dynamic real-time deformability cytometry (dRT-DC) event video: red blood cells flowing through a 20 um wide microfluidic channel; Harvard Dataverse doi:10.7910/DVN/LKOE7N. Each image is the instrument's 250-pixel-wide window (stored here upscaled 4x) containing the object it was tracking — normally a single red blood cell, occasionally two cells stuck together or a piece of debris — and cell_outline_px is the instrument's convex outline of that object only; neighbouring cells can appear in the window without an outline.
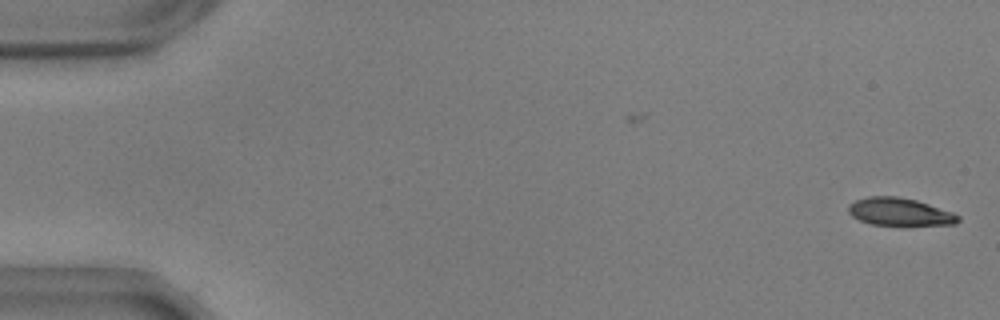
{"species": "common noctule bat (a hibernating species)", "species_latin": "Nyctalus noctula", "temperature_condition": "warm", "stored_images_in_passage": 51, "camera_frame_rate_fps": 3000, "um_per_image_px": 0.085, "animal": {"sex": "male", "body_mass_g": 17.9, "forearm_length_mm": 54.2}, "frame": {"image": 1, "passage_image": 1, "time_ms": 0.0, "image_size_px": [1000, 320], "cell_outline_px": [[960, 220], [956, 224], [908, 228], [900, 228], [872, 224], [860, 220], [852, 216], [848, 212], [848, 204], [856, 200], [868, 196], [896, 196], [916, 200], [952, 212], [960, 216]], "centroid_in_image_um": [76.51, 18.07], "position_along_channel_um": 8.5, "area_um2": 18.67}}
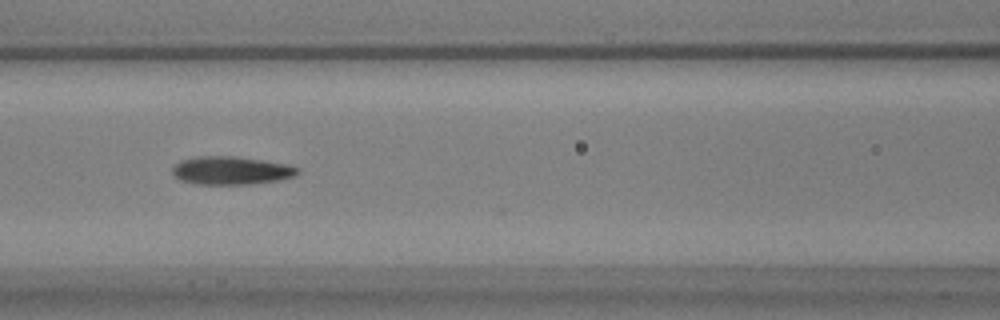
{"frame": {"image": 2, "passage_image": 24, "time_ms": 7.667, "image_size_px": [1000, 320], "cell_outline_px": [[300, 172], [296, 176], [280, 180], [252, 184], [192, 184], [180, 180], [172, 172], [172, 168], [180, 160], [196, 156], [232, 156], [260, 160], [284, 164], [300, 168]], "centroid_in_image_um": [19.64, 14.5], "position_along_channel_um": 147.0, "area_um2": 20.58}}
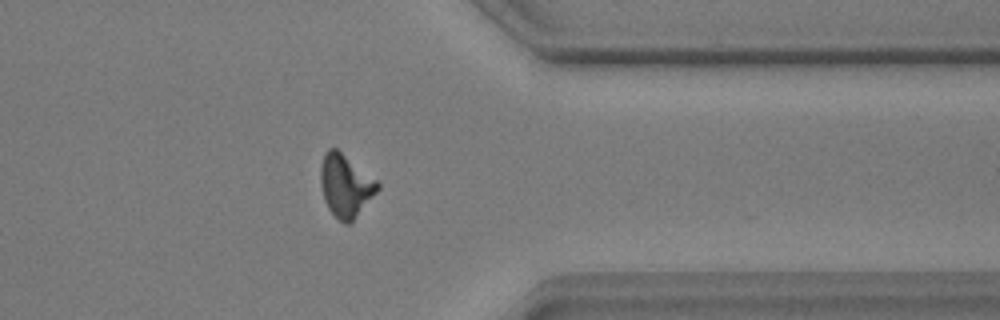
{"frame": {"image": 3, "passage_image": 44, "time_ms": 14.333, "image_size_px": [1000, 320], "cell_outline_px": [[380, 188], [352, 220], [348, 224], [344, 224], [328, 208], [324, 200], [320, 184], [320, 168], [324, 152], [328, 148], [336, 148], [376, 180], [380, 184]], "centroid_in_image_um": [29.34, 15.75], "position_along_channel_um": 382.1, "area_um2": 20.4}, "authors_computed_cell_mechanics": {"area_um2": 19.8254, "velocity_mm_per_s": 3.6608, "shape_relaxation_time_tau1_ms": 4.3215, "shape_relaxation_time_tau2_ms": 3.1404, "deformation_change_tau1": 0.1837, "deformation_change_tau2": 0.092}}